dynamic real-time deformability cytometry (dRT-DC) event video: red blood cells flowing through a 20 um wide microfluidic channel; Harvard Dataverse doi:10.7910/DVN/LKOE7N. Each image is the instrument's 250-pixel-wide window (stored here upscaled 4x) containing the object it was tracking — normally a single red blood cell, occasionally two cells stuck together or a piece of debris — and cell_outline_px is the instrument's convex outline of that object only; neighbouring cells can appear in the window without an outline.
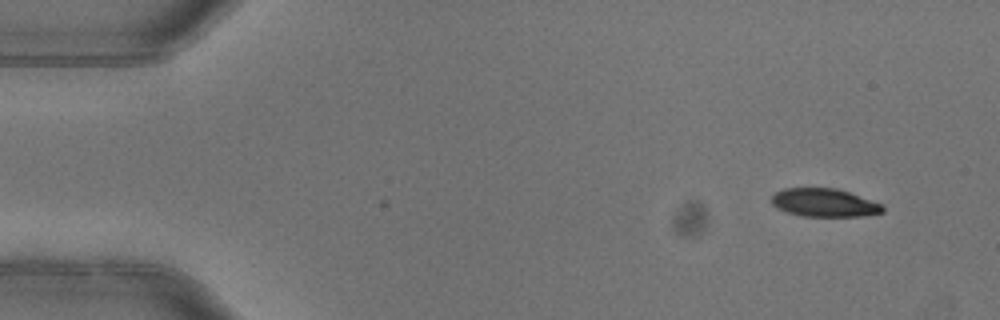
{"species": "common noctule bat (a hibernating species)", "species_latin": "Nyctalus noctula", "temperature_condition": "warm", "stored_images_in_passage": 3, "camera_frame_rate_fps": 3000, "um_per_image_px": 0.085, "animal": {"sex": "female"}, "frame": {"image": 1, "passage_image": 1, "time_ms": 0.0, "image_size_px": [1000, 320], "cell_outline_px": [[884, 212], [864, 216], [800, 216], [784, 212], [776, 208], [772, 204], [772, 196], [776, 192], [784, 188], [836, 188], [884, 204]], "centroid_in_image_um": [70.06, 17.24], "position_along_channel_um": 14.9, "area_um2": 18.44}}
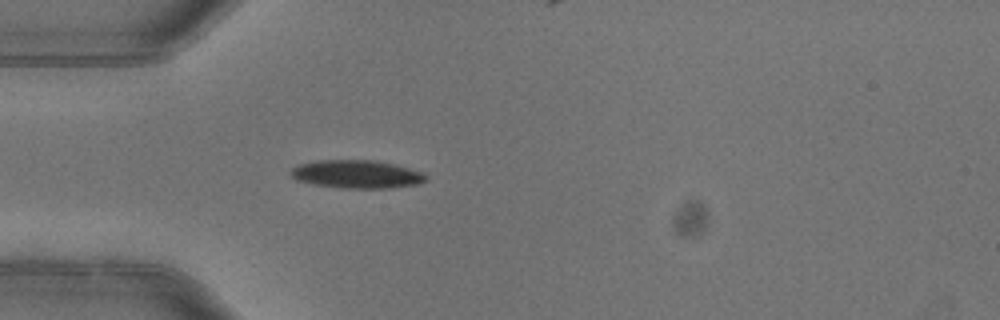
{"frame": {"image": 2, "passage_image": 3, "time_ms": 0.667, "image_size_px": [1000, 320], "cell_outline_px": [[428, 180], [420, 184], [392, 188], [340, 188], [312, 184], [296, 180], [292, 176], [292, 168], [300, 164], [316, 160], [376, 160], [424, 172], [428, 176]], "centroid_in_image_um": [30.37, 14.81], "position_along_channel_um": 54.6, "area_um2": 22.31}}